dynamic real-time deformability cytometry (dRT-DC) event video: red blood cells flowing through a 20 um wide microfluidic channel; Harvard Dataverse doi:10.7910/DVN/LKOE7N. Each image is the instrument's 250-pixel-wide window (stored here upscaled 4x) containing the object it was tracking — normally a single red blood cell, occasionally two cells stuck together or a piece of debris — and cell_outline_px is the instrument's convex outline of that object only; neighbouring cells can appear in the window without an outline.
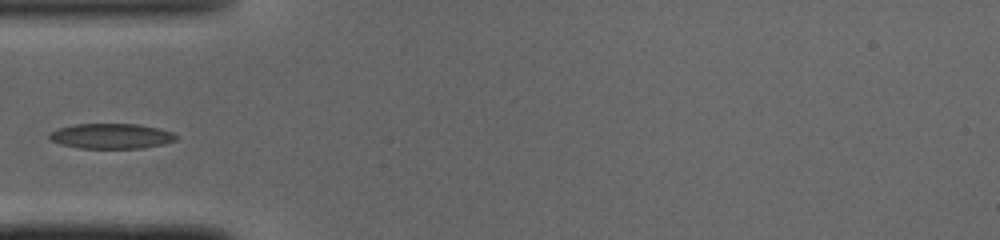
{"species": "common noctule bat (a hibernating species)", "species_latin": "Nyctalus noctula", "temperature_condition": "cold", "stored_images_in_passage": 26, "camera_frame_rate_fps": 3000, "um_per_image_px": 0.085, "animal": {"sex": "male", "body_mass_g": 19.0, "forearm_length_mm": 50.8}, "frame": {"image": 1, "passage_image": 1, "time_ms": 0.0, "image_size_px": [1000, 240], "cell_outline_px": [[176, 140], [164, 144], [144, 148], [80, 148], [60, 144], [52, 140], [48, 136], [52, 132], [60, 128], [76, 124], [140, 124], [160, 128], [172, 132], [176, 136]], "centroid_in_image_um": [9.51, 11.57], "position_along_channel_um": 75.5, "area_um2": 18.5}}
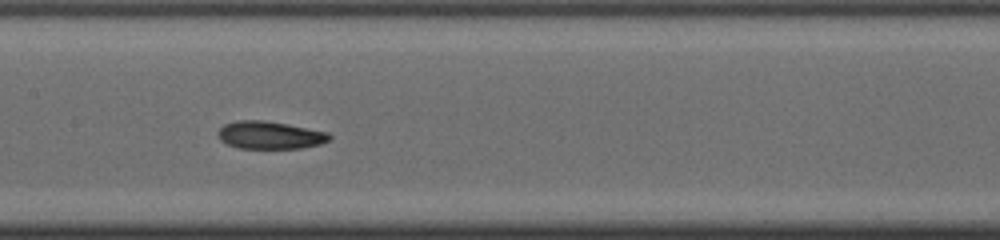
{"frame": {"image": 2, "passage_image": 9, "time_ms": 2.667, "image_size_px": [1000, 240], "cell_outline_px": [[332, 136], [328, 140], [320, 144], [300, 148], [240, 148], [228, 144], [220, 140], [216, 132], [224, 124], [236, 120], [264, 120], [288, 124], [328, 132]], "centroid_in_image_um": [22.92, 11.47], "position_along_channel_um": 184.5, "area_um2": 17.98}}
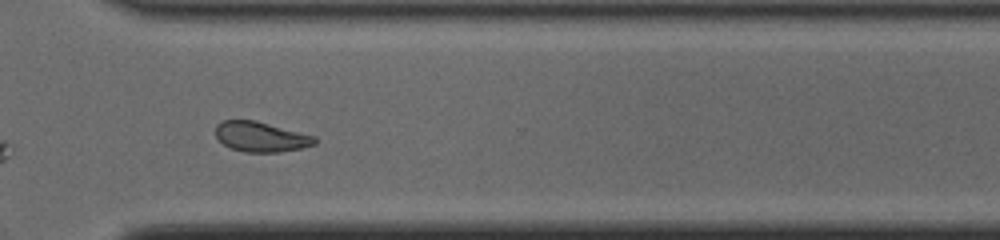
{"frame": {"image": 3, "passage_image": 21, "time_ms": 6.667, "image_size_px": [1000, 240], "cell_outline_px": [[316, 144], [304, 148], [280, 152], [244, 152], [232, 148], [224, 144], [216, 136], [216, 124], [224, 120], [256, 120], [316, 136]], "centroid_in_image_um": [22.21, 11.62], "position_along_channel_um": 348.4, "area_um2": 17.46}}